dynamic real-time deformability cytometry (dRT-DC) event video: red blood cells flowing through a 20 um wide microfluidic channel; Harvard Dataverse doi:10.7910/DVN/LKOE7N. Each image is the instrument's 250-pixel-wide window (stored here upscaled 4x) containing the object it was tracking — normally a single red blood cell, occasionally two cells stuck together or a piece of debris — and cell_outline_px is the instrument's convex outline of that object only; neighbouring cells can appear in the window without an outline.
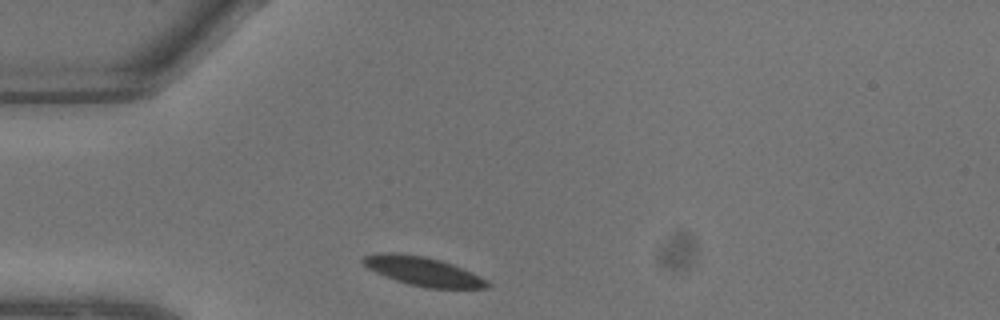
{"species": "common noctule bat (a hibernating species)", "species_latin": "Nyctalus noctula", "temperature_condition": "warm", "stored_images_in_passage": 3, "camera_frame_rate_fps": 3000, "um_per_image_px": 0.085, "animal": {"sex": "male", "body_mass_g": 13.3}, "frame": {"image": 1, "passage_image": 1, "time_ms": 0.0, "image_size_px": [1000, 320], "cell_outline_px": [[492, 284], [488, 288], [428, 288], [408, 284], [384, 276], [368, 268], [360, 260], [364, 256], [380, 252], [388, 252], [424, 256], [440, 260], [452, 264], [480, 276], [488, 280]], "centroid_in_image_um": [35.96, 23.06], "position_along_channel_um": 49.0, "area_um2": 20.87}}
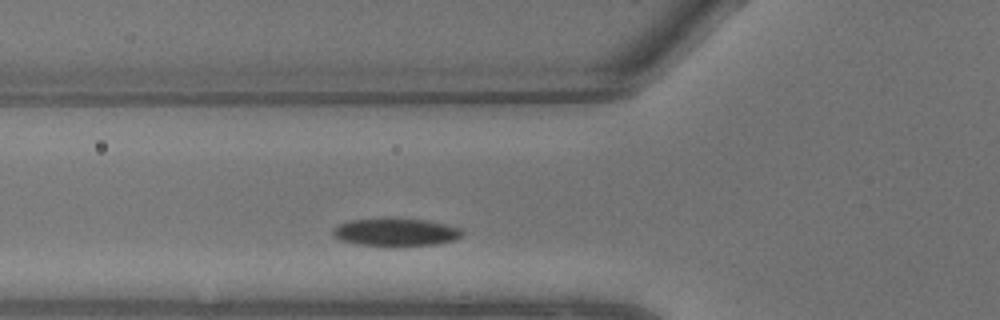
{"frame": {"image": 2, "passage_image": 3, "time_ms": 0.667, "image_size_px": [1000, 320], "cell_outline_px": [[464, 232], [460, 236], [452, 240], [436, 244], [388, 248], [360, 244], [340, 240], [332, 232], [340, 224], [352, 220], [428, 220], [460, 228]], "centroid_in_image_um": [33.67, 19.79], "position_along_channel_um": 92.1, "area_um2": 20.52}}